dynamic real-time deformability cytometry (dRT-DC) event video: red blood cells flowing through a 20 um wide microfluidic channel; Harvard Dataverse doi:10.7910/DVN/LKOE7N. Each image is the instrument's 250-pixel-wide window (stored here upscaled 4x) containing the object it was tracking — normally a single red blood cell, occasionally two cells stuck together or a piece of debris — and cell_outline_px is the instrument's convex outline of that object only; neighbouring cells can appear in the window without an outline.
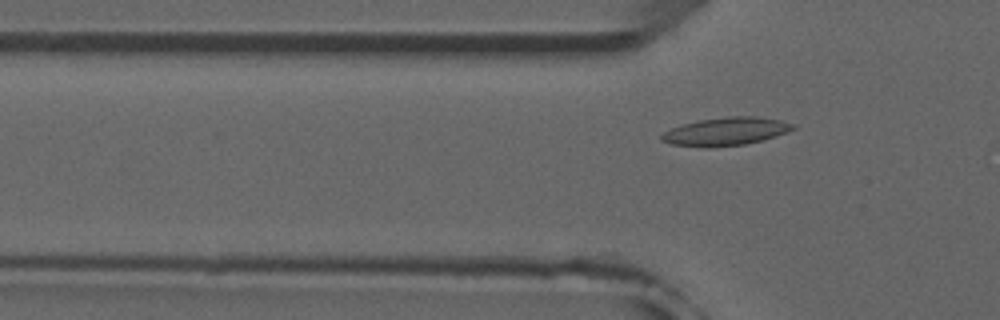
{"species": "common noctule bat (a hibernating species)", "species_latin": "Nyctalus noctula", "temperature_condition": "room temperature", "stored_images_in_passage": 17, "camera_frame_rate_fps": 3000, "um_per_image_px": 0.085, "animal": {"sex": "male", "forearm_length_mm": 52.5}, "frame": {"image": 1, "passage_image": 17, "time_ms": 5.333, "image_size_px": [1000, 320], "cell_outline_px": [[796, 128], [776, 136], [744, 144], [708, 148], [700, 148], [672, 144], [660, 140], [660, 136], [664, 132], [672, 128], [684, 124], [700, 120], [724, 116], [756, 116], [780, 120], [796, 124]], "centroid_in_image_um": [61.69, 11.17], "position_along_channel_um": 64.1, "area_um2": 21.56}}